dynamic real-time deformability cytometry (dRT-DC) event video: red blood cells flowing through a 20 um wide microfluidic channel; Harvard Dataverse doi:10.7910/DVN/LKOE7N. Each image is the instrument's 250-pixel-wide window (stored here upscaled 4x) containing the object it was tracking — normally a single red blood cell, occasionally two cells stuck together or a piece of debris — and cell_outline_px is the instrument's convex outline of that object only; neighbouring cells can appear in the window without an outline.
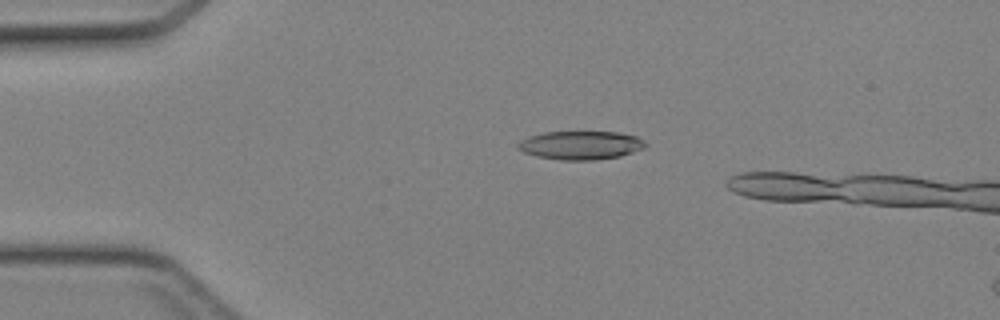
{"species": "Egyptian fruit bat (a non-hibernating species)", "species_latin": "Rousettus aegyptiacus", "temperature_condition": "cold", "stored_images_in_passage": 14, "camera_frame_rate_fps": 3000, "um_per_image_px": 0.085, "animal": {"sex": "female"}, "frame": {"image": 1, "passage_image": 10, "time_ms": 3.0, "image_size_px": [1000, 320], "cell_outline_px": [[648, 144], [644, 148], [620, 156], [596, 160], [560, 160], [536, 156], [524, 152], [516, 148], [516, 144], [520, 140], [528, 136], [544, 132], [616, 132], [636, 136], [644, 140]], "centroid_in_image_um": [49.33, 12.34], "position_along_channel_um": 35.7, "area_um2": 21.33}}